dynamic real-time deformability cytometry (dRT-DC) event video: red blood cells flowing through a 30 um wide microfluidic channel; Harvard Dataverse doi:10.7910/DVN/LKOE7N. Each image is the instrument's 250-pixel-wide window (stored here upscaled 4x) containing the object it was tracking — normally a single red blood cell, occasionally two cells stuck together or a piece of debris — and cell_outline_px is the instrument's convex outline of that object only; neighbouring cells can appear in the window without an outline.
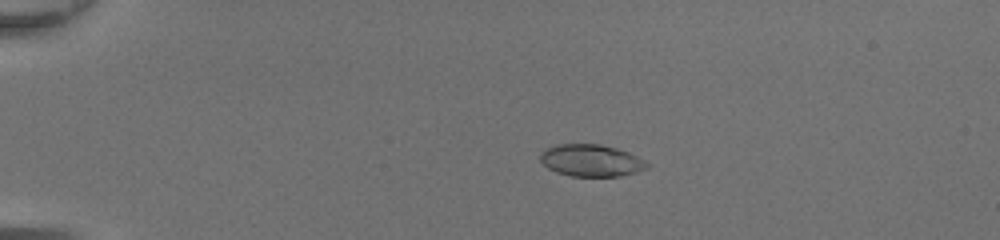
{"species": "common noctule bat (a hibernating species)", "species_latin": "Nyctalus noctula", "temperature_condition": "room temperature", "stored_images_in_passage": 50, "camera_frame_rate_fps": 3000, "um_per_image_px": 0.085, "animal": {"sex": "female", "body_mass_g": 20.0, "forearm_length_mm": 54.0}, "frame": {"image": 1, "passage_image": 13, "time_ms": 4.0, "image_size_px": [1000, 240], "cell_outline_px": [[648, 168], [636, 172], [620, 176], [572, 176], [556, 172], [548, 168], [540, 160], [540, 152], [544, 148], [556, 144], [600, 144], [616, 148], [628, 152], [644, 160], [648, 164]], "centroid_in_image_um": [50.21, 13.63], "position_along_channel_um": 34.8, "area_um2": 19.94}}
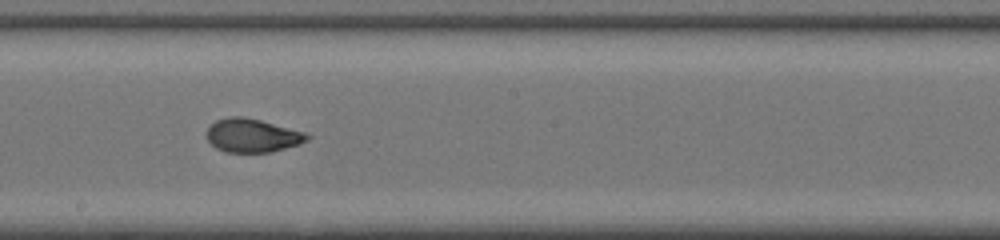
{"frame": {"image": 2, "passage_image": 31, "time_ms": 10.0, "image_size_px": [1000, 240], "cell_outline_px": [[312, 136], [308, 140], [300, 144], [272, 152], [224, 152], [216, 148], [208, 140], [204, 132], [216, 120], [228, 116], [244, 116], [260, 120], [304, 132]], "centroid_in_image_um": [21.43, 11.52], "position_along_channel_um": 226.8, "area_um2": 19.77}}
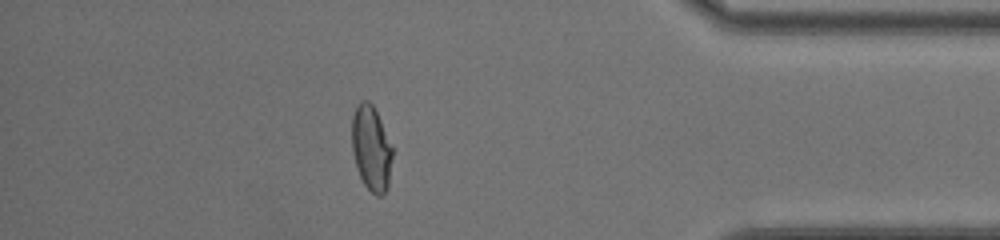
{"frame": {"image": 3, "passage_image": 45, "time_ms": 14.667, "image_size_px": [1000, 240], "cell_outline_px": [[392, 156], [388, 188], [380, 196], [376, 196], [364, 184], [356, 168], [352, 152], [352, 116], [356, 104], [360, 100], [368, 100], [372, 104], [380, 120], [392, 148]], "centroid_in_image_um": [31.53, 12.59], "position_along_channel_um": 403.7, "area_um2": 20.06}, "authors_computed_cell_mechanics": {"area_um2": 20.3167, "velocity_mm_per_s": 4.3982, "shape_relaxation_time_tau1_ms": 6.3818, "shape_relaxation_time_tau2_ms": 0.7543, "deformation_change_tau1": 0.2401, "deformation_change_tau2": 0.0494}}